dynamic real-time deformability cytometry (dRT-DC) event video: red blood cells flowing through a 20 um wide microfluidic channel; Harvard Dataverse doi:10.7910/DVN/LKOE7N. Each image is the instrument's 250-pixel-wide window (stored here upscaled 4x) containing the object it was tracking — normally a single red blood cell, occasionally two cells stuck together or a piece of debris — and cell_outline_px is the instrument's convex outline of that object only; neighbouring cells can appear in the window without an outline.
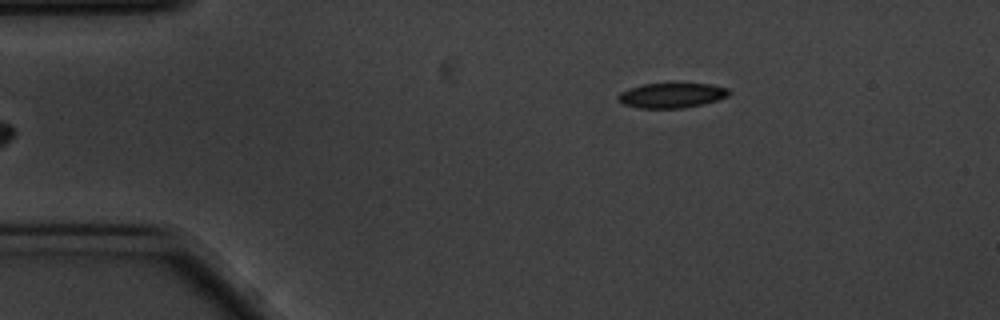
{"species": "common noctule bat (a hibernating species)", "species_latin": "Nyctalus noctula", "temperature_condition": "cold", "stored_images_in_passage": 41, "camera_frame_rate_fps": 3000, "um_per_image_px": 0.085, "animal": {"sex": "male", "body_mass_g": 20.1, "forearm_length_mm": 53.5}, "frame": {"image": 1, "passage_image": 1, "time_ms": 0.0, "image_size_px": [1000, 320], "cell_outline_px": [[732, 92], [728, 96], [704, 104], [684, 108], [640, 108], [624, 104], [616, 100], [616, 96], [620, 92], [644, 84], [708, 84], [728, 88]], "centroid_in_image_um": [57.1, 8.12], "position_along_channel_um": 27.9, "area_um2": 16.01}}
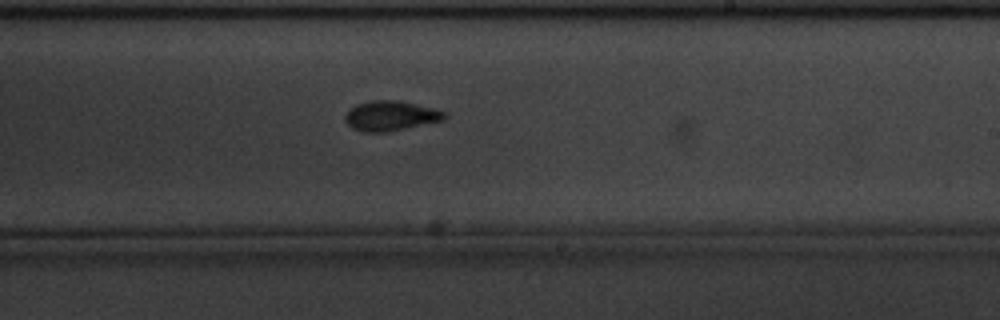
{"frame": {"image": 2, "passage_image": 25, "time_ms": 8.0, "image_size_px": [1000, 320], "cell_outline_px": [[448, 116], [444, 120], [388, 132], [360, 132], [352, 128], [344, 120], [344, 116], [356, 104], [372, 100], [396, 100], [432, 108], [448, 112]], "centroid_in_image_um": [33.21, 9.86], "position_along_channel_um": 255.8, "area_um2": 17.34}}
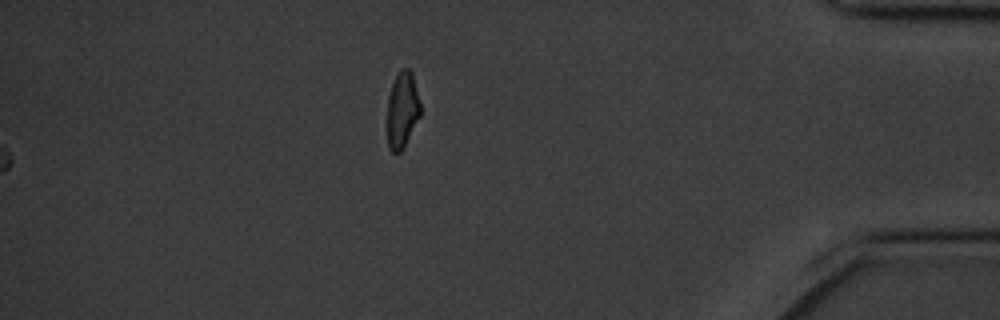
{"frame": {"image": 3, "passage_image": 41, "time_ms": 13.333, "image_size_px": [1000, 320], "cell_outline_px": [[420, 116], [404, 148], [396, 156], [388, 148], [388, 96], [396, 72], [400, 68], [408, 68], [412, 72], [420, 100]], "centroid_in_image_um": [34.2, 9.34], "position_along_channel_um": 401.0, "area_um2": 15.03}, "authors_computed_cell_mechanics": {"area_um2": 16.7042, "velocity_mm_per_s": 3.4952, "shape_relaxation_time_tau1_ms": 2.8175, "shape_relaxation_time_tau2_ms": 7.4323, "deformation_change_tau1": 0.1088, "deformation_change_tau2": 0.1013}}